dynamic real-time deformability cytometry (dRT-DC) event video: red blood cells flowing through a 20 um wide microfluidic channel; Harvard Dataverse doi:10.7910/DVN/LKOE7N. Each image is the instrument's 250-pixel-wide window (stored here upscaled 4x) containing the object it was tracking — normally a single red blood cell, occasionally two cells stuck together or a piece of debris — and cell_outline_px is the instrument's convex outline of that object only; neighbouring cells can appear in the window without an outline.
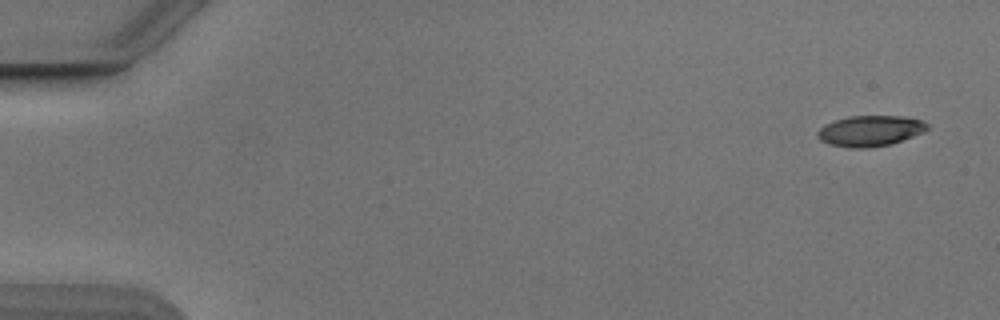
{"species": "Egyptian fruit bat (a non-hibernating species)", "species_latin": "Rousettus aegyptiacus", "temperature_condition": "cold", "stored_images_in_passage": 52, "camera_frame_rate_fps": 3000, "um_per_image_px": 0.085, "animal": {"sex": "male"}, "frame": {"image": 1, "passage_image": 1, "time_ms": 0.0, "image_size_px": [1000, 320], "cell_outline_px": [[928, 128], [912, 136], [892, 144], [864, 148], [848, 148], [828, 144], [820, 140], [816, 136], [816, 132], [824, 124], [848, 116], [900, 116], [920, 120], [928, 124]], "centroid_in_image_um": [73.89, 11.13], "position_along_channel_um": 11.1, "area_um2": 19.54}}
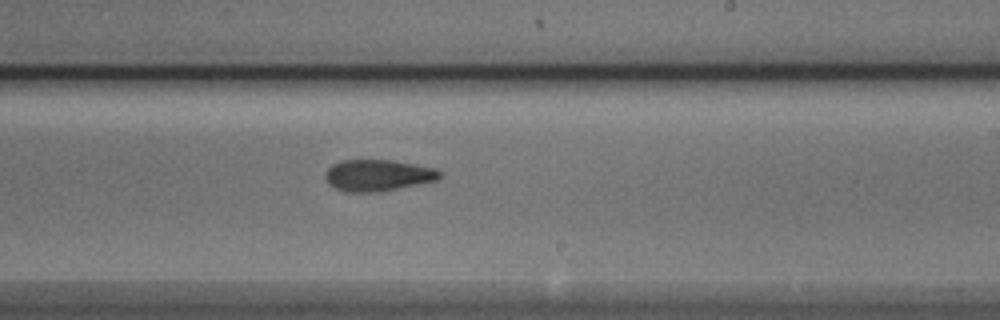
{"frame": {"image": 2, "passage_image": 31, "time_ms": 10.0, "image_size_px": [1000, 320], "cell_outline_px": [[440, 176], [436, 180], [380, 192], [344, 192], [328, 184], [324, 176], [324, 172], [332, 164], [340, 160], [392, 160], [436, 168], [440, 172]], "centroid_in_image_um": [32.06, 14.9], "position_along_channel_um": 256.9, "area_um2": 21.04}}
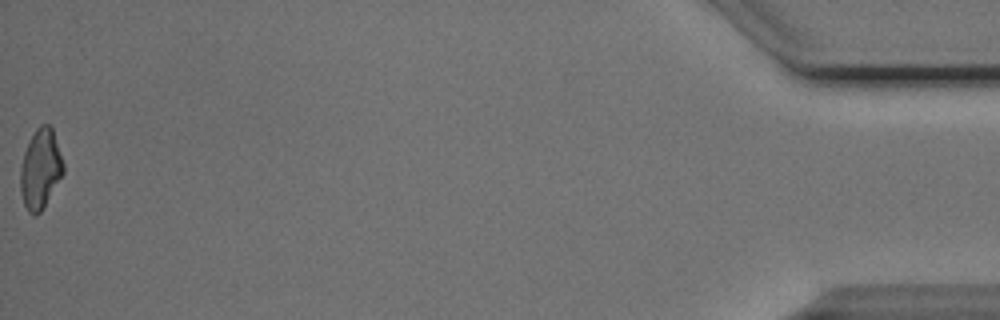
{"frame": {"image": 3, "passage_image": 52, "time_ms": 17.0, "image_size_px": [1000, 320], "cell_outline_px": [[64, 172], [40, 212], [36, 216], [28, 212], [24, 204], [20, 192], [20, 168], [24, 152], [36, 128], [40, 124], [48, 124], [52, 128], [64, 164]], "centroid_in_image_um": [3.42, 14.37], "position_along_channel_um": 431.8, "area_um2": 19.71}, "authors_computed_cell_mechanics": {"area_um2": 20.4612, "velocity_mm_per_s": 3.8834, "shape_relaxation_time_tau1_ms": 10.1888, "shape_relaxation_time_tau2_ms": 3.6097, "deformation_change_tau1": 0.2382, "deformation_change_tau2": 0.1191}}